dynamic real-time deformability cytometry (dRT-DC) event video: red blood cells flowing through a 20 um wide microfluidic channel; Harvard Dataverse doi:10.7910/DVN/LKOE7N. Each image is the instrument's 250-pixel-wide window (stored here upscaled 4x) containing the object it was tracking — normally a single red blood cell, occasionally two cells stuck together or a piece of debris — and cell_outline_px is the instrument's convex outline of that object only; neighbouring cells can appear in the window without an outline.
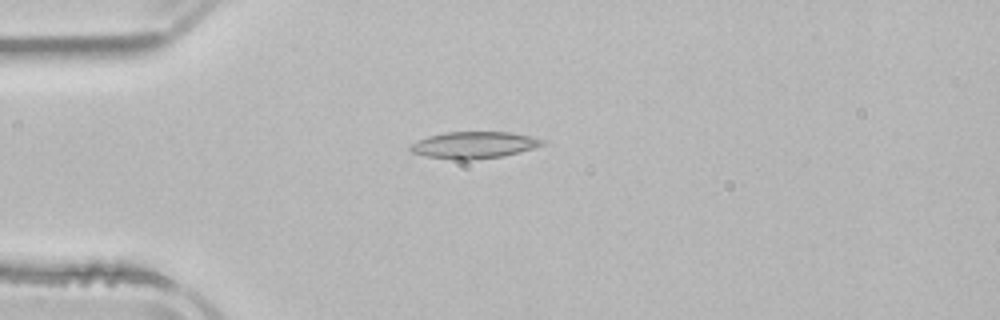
{"species": "common noctule bat (a hibernating species)", "species_latin": "Nyctalus noctula", "temperature_condition": "room temperature", "stored_images_in_passage": 5, "camera_frame_rate_fps": 3000, "um_per_image_px": 0.085, "animal": {"sex": "male", "body_mass_g": 21.5, "forearm_length_mm": 52.0}, "frame": {"image": 1, "passage_image": 5, "time_ms": 6.0, "image_size_px": [1000, 320], "cell_outline_px": [[544, 144], [532, 148], [500, 156], [468, 160], [456, 160], [428, 156], [412, 152], [408, 148], [412, 144], [428, 136], [444, 132], [512, 132], [532, 136], [544, 140]], "centroid_in_image_um": [40.28, 12.31], "position_along_channel_um": 44.7, "area_um2": 20.23}}